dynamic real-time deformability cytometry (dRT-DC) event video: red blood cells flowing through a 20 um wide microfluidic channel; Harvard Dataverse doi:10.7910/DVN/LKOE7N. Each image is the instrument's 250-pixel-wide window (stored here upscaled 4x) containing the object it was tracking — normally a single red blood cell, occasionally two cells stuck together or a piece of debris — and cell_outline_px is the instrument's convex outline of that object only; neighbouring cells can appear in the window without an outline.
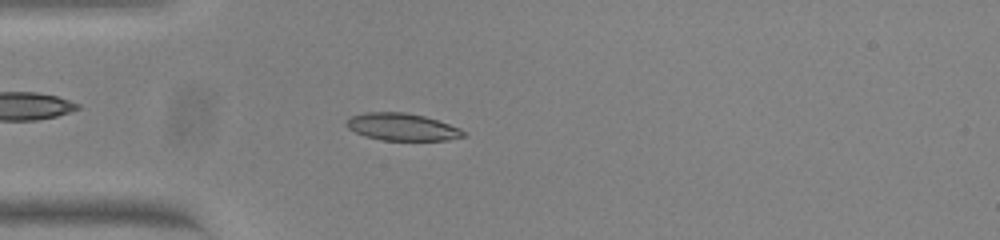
{"species": "common noctule bat (a hibernating species)", "species_latin": "Nyctalus noctula", "temperature_condition": "warm", "stored_images_in_passage": 53, "camera_frame_rate_fps": 3000, "um_per_image_px": 0.085, "animal": {"sex": "female", "body_mass_g": 23.0, "forearm_length_mm": 53.4}, "frame": {"image": 1, "passage_image": 15, "time_ms": 4.667, "image_size_px": [1000, 240], "cell_outline_px": [[468, 136], [448, 140], [384, 140], [364, 136], [348, 128], [344, 124], [352, 116], [368, 112], [404, 112], [424, 116], [460, 128], [468, 132]], "centroid_in_image_um": [34.22, 10.8], "position_along_channel_um": 50.8, "area_um2": 18.55}}
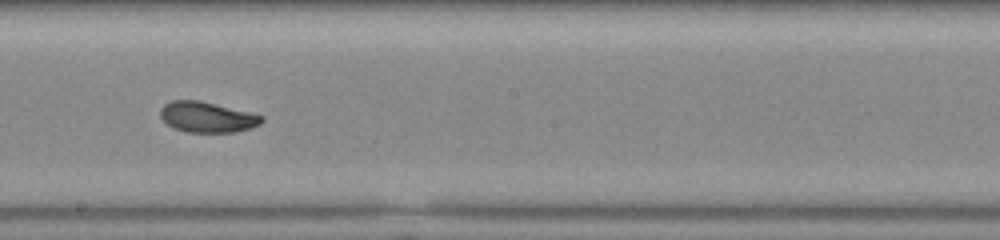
{"frame": {"image": 2, "passage_image": 30, "time_ms": 9.667, "image_size_px": [1000, 240], "cell_outline_px": [[264, 120], [260, 124], [252, 128], [236, 132], [188, 132], [172, 128], [160, 116], [160, 108], [164, 104], [172, 100], [200, 100], [264, 116]], "centroid_in_image_um": [17.6, 9.95], "position_along_channel_um": 230.6, "area_um2": 18.09}}
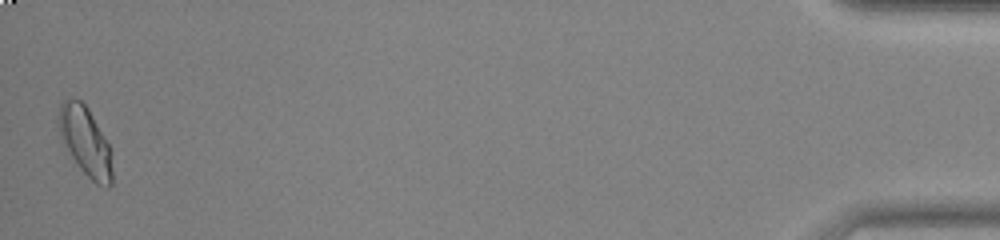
{"frame": {"image": 3, "passage_image": 53, "time_ms": 17.333, "image_size_px": [1000, 240], "cell_outline_px": [[112, 184], [108, 188], [96, 184], [80, 168], [60, 140], [60, 104], [68, 100], [80, 100], [88, 108], [112, 148]], "centroid_in_image_um": [7.32, 12.08], "position_along_channel_um": 427.9, "area_um2": 21.33}, "authors_computed_cell_mechanics": {"area_um2": 18.3226, "velocity_mm_per_s": 3.8111, "shape_relaxation_time_tau1_ms": 3.1116, "shape_relaxation_time_tau2_ms": 1.9342, "deformation_change_tau1": 0.143, "deformation_change_tau2": 0.0589}}